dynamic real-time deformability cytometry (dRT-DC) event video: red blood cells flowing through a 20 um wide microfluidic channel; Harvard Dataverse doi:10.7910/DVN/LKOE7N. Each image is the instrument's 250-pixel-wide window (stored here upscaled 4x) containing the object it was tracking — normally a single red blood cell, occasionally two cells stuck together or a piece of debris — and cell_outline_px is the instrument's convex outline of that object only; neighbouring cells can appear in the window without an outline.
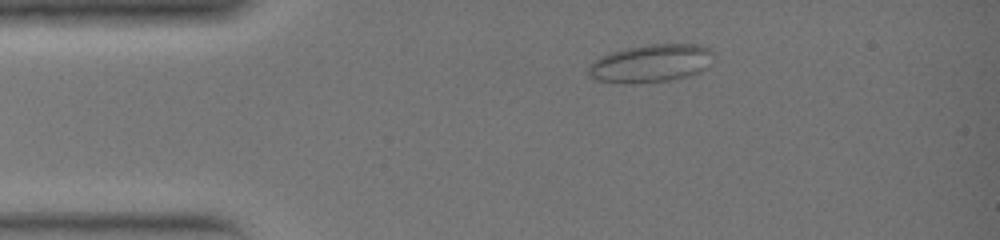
{"species": "common noctule bat (a hibernating species)", "species_latin": "Nyctalus noctula", "temperature_condition": "warm", "stored_images_in_passage": 31, "camera_frame_rate_fps": 3000, "um_per_image_px": 0.085, "animal": {"sex": "female", "body_mass_g": 19.0, "forearm_length_mm": 51.5}, "frame": {"image": 1, "passage_image": 2, "time_ms": 0.333, "image_size_px": [1000, 240], "cell_outline_px": [[712, 64], [708, 68], [692, 76], [668, 80], [636, 84], [624, 84], [596, 80], [588, 76], [588, 64], [600, 56], [624, 48], [644, 44], [700, 44], [708, 48], [712, 52]], "centroid_in_image_um": [55.32, 5.39], "position_along_channel_um": 29.7, "area_um2": 28.32}}
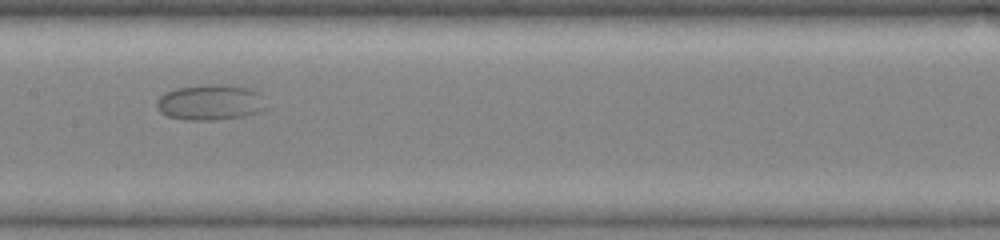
{"frame": {"image": 2, "passage_image": 14, "time_ms": 4.333, "image_size_px": [1000, 240], "cell_outline_px": [[268, 108], [260, 112], [244, 116], [216, 120], [184, 120], [168, 116], [160, 112], [156, 108], [156, 100], [164, 92], [176, 88], [204, 84], [224, 84], [252, 88], [260, 92]], "centroid_in_image_um": [17.9, 8.69], "position_along_channel_um": 189.5, "area_um2": 23.29}}
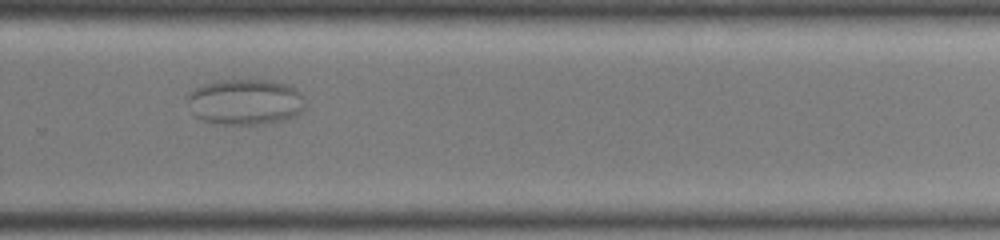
{"frame": {"image": 3, "passage_image": 21, "time_ms": 6.667, "image_size_px": [1000, 240], "cell_outline_px": [[304, 108], [296, 116], [288, 120], [264, 124], [220, 124], [200, 120], [192, 112], [188, 100], [188, 92], [204, 84], [216, 80], [264, 80], [284, 84], [300, 92], [304, 96]], "centroid_in_image_um": [20.85, 8.68], "position_along_channel_um": 309.0, "area_um2": 31.5}}